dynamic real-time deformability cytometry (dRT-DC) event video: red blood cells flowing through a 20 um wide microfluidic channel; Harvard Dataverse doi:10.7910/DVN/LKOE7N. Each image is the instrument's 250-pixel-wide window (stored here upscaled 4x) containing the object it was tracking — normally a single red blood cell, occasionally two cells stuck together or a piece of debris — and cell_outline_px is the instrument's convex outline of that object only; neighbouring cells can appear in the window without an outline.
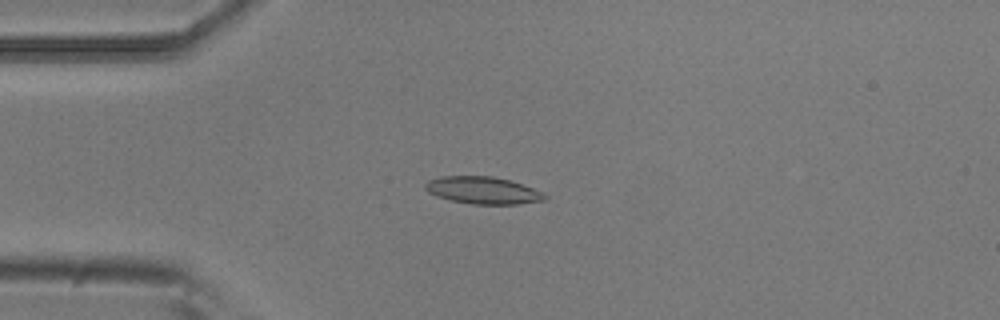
{"species": "common noctule bat (a hibernating species)", "species_latin": "Nyctalus noctula", "temperature_condition": "room temperature", "stored_images_in_passage": 7, "camera_frame_rate_fps": 3000, "um_per_image_px": 0.085, "animal": {"sex": "male", "body_mass_g": 20.5, "forearm_length_mm": 52.5}, "frame": {"image": 1, "passage_image": 2, "time_ms": 0.333, "image_size_px": [1000, 320], "cell_outline_px": [[548, 200], [520, 204], [472, 204], [452, 200], [436, 196], [428, 192], [424, 188], [424, 184], [428, 180], [440, 176], [492, 176], [508, 180], [544, 192], [548, 196]], "centroid_in_image_um": [41.06, 16.18], "position_along_channel_um": 43.9, "area_um2": 19.02}}
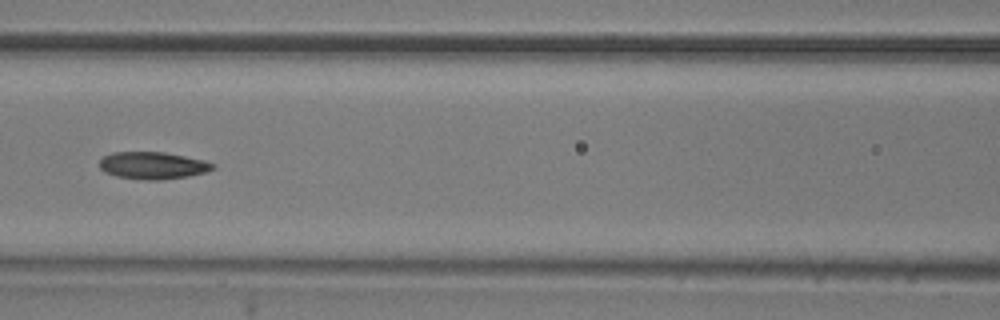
{"frame": {"image": 2, "passage_image": 5, "time_ms": 1.333, "image_size_px": [1000, 320], "cell_outline_px": [[216, 168], [204, 172], [188, 176], [160, 180], [148, 180], [116, 176], [104, 172], [100, 168], [100, 160], [104, 156], [112, 152], [164, 152], [204, 160], [216, 164]], "centroid_in_image_um": [12.99, 14.06], "position_along_channel_um": 153.6, "area_um2": 17.92}}
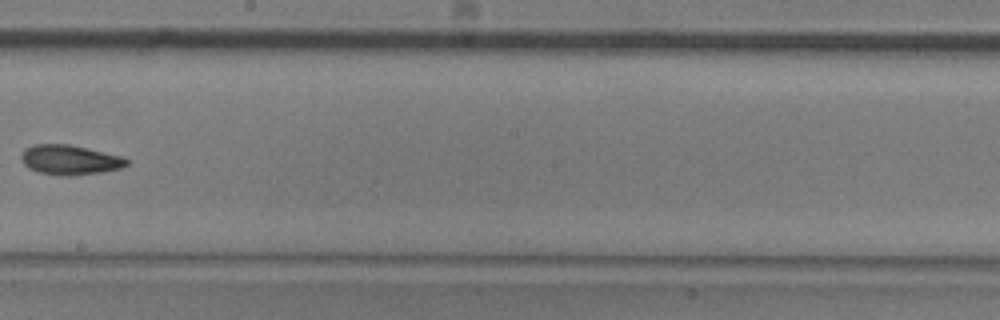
{"frame": {"image": 3, "passage_image": 7, "time_ms": 2.0, "image_size_px": [1000, 320], "cell_outline_px": [[132, 160], [128, 164], [120, 168], [104, 172], [72, 176], [64, 176], [40, 172], [28, 168], [20, 160], [20, 156], [28, 148], [36, 144], [68, 144], [120, 156]], "centroid_in_image_um": [5.96, 13.6], "position_along_channel_um": 242.2, "area_um2": 18.15}}